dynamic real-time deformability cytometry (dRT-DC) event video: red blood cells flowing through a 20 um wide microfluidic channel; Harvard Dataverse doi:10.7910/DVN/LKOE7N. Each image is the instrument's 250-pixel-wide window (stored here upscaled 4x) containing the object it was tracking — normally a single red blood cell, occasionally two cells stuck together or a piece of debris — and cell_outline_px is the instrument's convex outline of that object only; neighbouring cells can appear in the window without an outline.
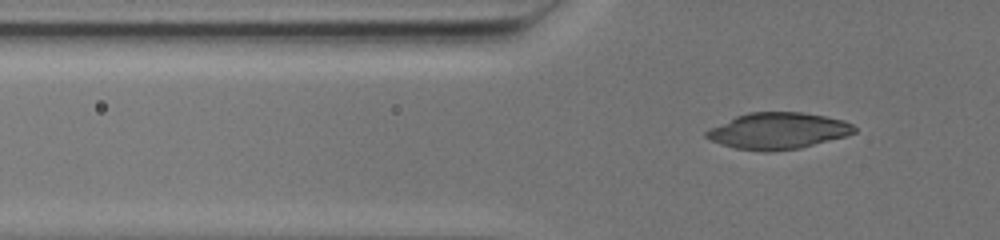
{"species": "common noctule bat (a hibernating species)", "species_latin": "Nyctalus noctula", "temperature_condition": "warm", "stored_images_in_passage": 46, "camera_frame_rate_fps": 3000, "um_per_image_px": 0.085, "animal": {"sex": "female", "body_mass_g": 19.5, "forearm_length_mm": 54.1}, "frame": {"image": 1, "passage_image": 2, "time_ms": 0.333, "image_size_px": [1000, 240], "cell_outline_px": [[856, 132], [844, 136], [800, 148], [768, 152], [764, 152], [736, 148], [720, 144], [704, 136], [704, 132], [708, 128], [736, 116], [748, 112], [800, 112], [824, 116], [844, 120], [852, 124], [856, 128]], "centroid_in_image_um": [66.09, 11.12], "position_along_channel_um": 59.7, "area_um2": 31.33}}
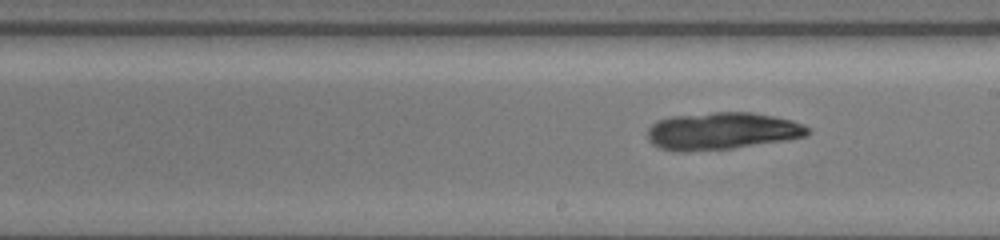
{"frame": {"image": 2, "passage_image": 21, "time_ms": 6.667, "image_size_px": [1000, 240], "cell_outline_px": [[812, 132], [804, 136], [788, 140], [732, 148], [688, 152], [672, 152], [660, 148], [652, 144], [648, 140], [648, 128], [656, 120], [672, 116], [712, 112], [752, 112], [792, 120], [804, 124], [812, 128]], "centroid_in_image_um": [61.36, 11.14], "position_along_channel_um": 227.6, "area_um2": 35.26}}
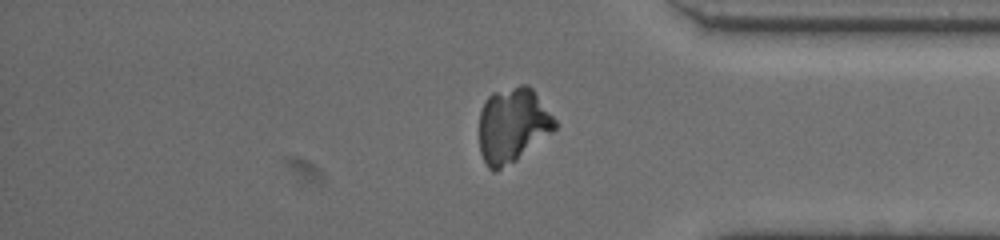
{"frame": {"image": 3, "passage_image": 39, "time_ms": 12.667, "image_size_px": [1000, 240], "cell_outline_px": [[560, 124], [552, 132], [516, 160], [496, 172], [492, 172], [488, 168], [480, 152], [480, 112], [488, 96], [492, 92], [520, 84], [528, 84], [532, 88]], "centroid_in_image_um": [43.59, 10.63], "position_along_channel_um": 391.6, "area_um2": 33.18}}